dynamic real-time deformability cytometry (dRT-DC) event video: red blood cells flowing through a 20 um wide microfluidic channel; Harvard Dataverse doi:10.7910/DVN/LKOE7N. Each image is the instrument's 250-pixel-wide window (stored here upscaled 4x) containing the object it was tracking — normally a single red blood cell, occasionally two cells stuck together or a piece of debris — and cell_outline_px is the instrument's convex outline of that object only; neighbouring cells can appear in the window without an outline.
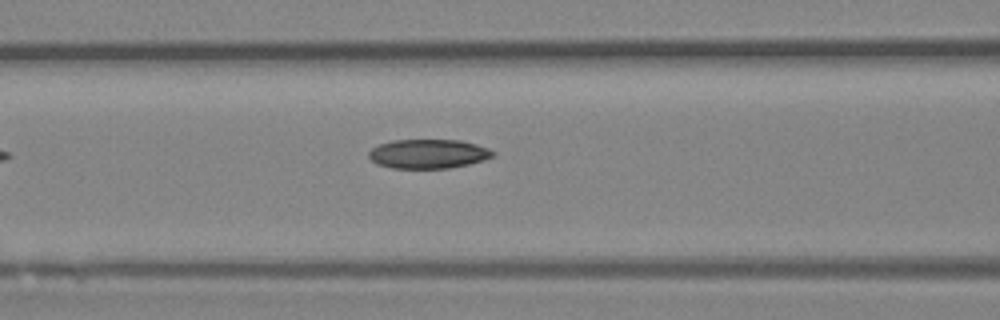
{"species": "Egyptian fruit bat (a non-hibernating species)", "species_latin": "Rousettus aegyptiacus", "temperature_condition": "room temperature", "stored_images_in_passage": 3, "camera_frame_rate_fps": 3000, "um_per_image_px": 0.085, "animal": {"sex": "female"}, "frame": {"image": 1, "passage_image": 3, "time_ms": 0.667, "image_size_px": [1000, 320], "cell_outline_px": [[496, 156], [484, 160], [468, 164], [448, 168], [392, 168], [376, 164], [368, 156], [368, 152], [372, 148], [380, 144], [392, 140], [460, 140], [476, 144], [488, 148], [496, 152]], "centroid_in_image_um": [36.42, 13.07], "position_along_channel_um": 130.2, "area_um2": 21.21}}